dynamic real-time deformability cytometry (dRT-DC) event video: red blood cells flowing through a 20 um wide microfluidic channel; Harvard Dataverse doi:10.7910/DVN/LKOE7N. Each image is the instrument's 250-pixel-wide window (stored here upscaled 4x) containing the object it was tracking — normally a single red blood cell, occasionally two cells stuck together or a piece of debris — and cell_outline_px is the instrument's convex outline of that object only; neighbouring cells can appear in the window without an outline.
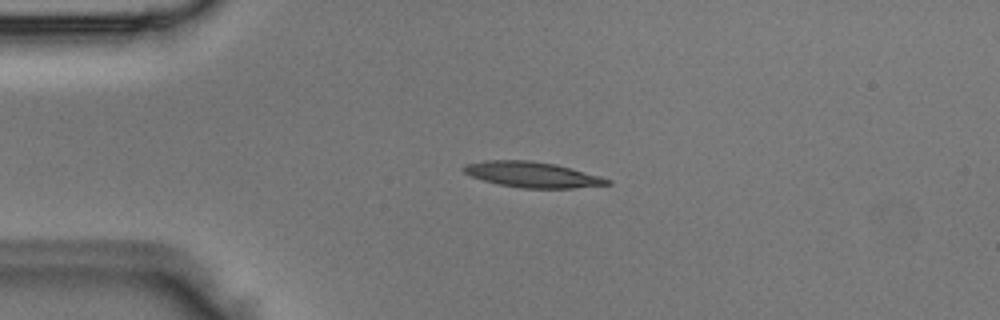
{"species": "Egyptian fruit bat (a non-hibernating species)", "species_latin": "Rousettus aegyptiacus", "temperature_condition": "room temperature", "stored_images_in_passage": 3, "camera_frame_rate_fps": 3000, "um_per_image_px": 0.085, "animal": {"sex": "male"}, "frame": {"image": 1, "passage_image": 2, "time_ms": 0.333, "image_size_px": [1000, 320], "cell_outline_px": [[612, 184], [572, 188], [520, 188], [500, 184], [484, 180], [472, 176], [464, 172], [460, 168], [464, 164], [484, 160], [528, 160], [556, 164], [572, 168], [600, 176], [612, 180]], "centroid_in_image_um": [45.24, 14.83], "position_along_channel_um": 39.8, "area_um2": 21.44}}